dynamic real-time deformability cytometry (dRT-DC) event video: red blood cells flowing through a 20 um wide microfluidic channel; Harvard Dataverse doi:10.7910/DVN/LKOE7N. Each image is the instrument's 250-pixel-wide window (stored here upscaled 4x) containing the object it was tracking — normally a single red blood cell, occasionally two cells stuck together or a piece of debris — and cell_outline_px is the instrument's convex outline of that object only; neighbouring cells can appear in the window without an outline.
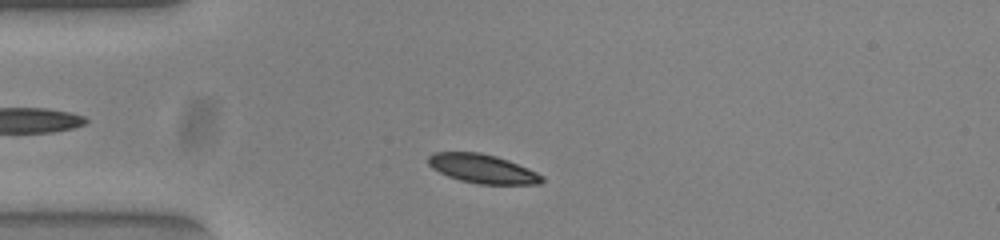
{"species": "common noctule bat (a hibernating species)", "species_latin": "Nyctalus noctula", "temperature_condition": "warm", "stored_images_in_passage": 45, "camera_frame_rate_fps": 3000, "um_per_image_px": 0.085, "animal": {"sex": "female", "body_mass_g": 23.0, "forearm_length_mm": 53.4}, "frame": {"image": 1, "passage_image": 5, "time_ms": 1.333, "image_size_px": [1000, 240], "cell_outline_px": [[544, 180], [540, 184], [476, 184], [460, 180], [448, 176], [432, 168], [428, 164], [428, 156], [432, 152], [480, 152], [496, 156], [508, 160], [528, 168], [544, 176]], "centroid_in_image_um": [41.01, 14.34], "position_along_channel_um": 44.0, "area_um2": 19.25}}
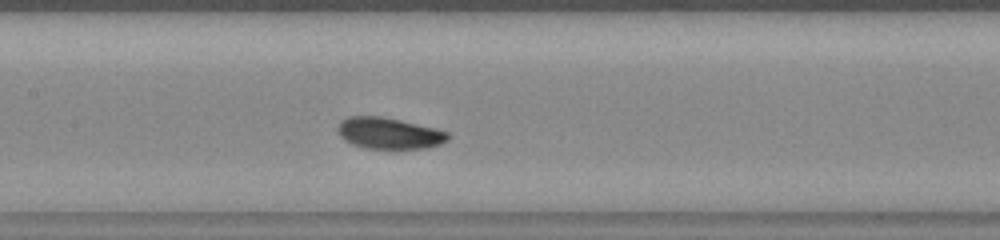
{"frame": {"image": 2, "passage_image": 17, "time_ms": 5.333, "image_size_px": [1000, 240], "cell_outline_px": [[448, 140], [440, 144], [428, 148], [364, 148], [352, 144], [344, 140], [340, 136], [336, 128], [348, 116], [380, 116], [400, 120], [436, 128], [448, 132]], "centroid_in_image_um": [33.07, 11.33], "position_along_channel_um": 174.3, "area_um2": 20.0}}
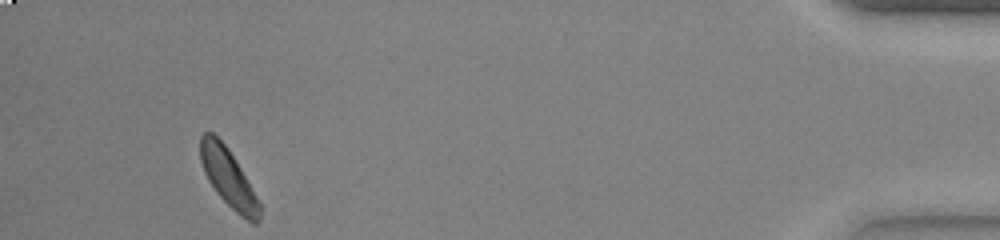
{"frame": {"image": 3, "passage_image": 42, "time_ms": 13.667, "image_size_px": [1000, 240], "cell_outline_px": [[260, 220], [256, 224], [252, 224], [240, 216], [216, 192], [208, 180], [204, 172], [200, 160], [200, 136], [204, 132], [212, 132], [228, 148], [240, 168], [256, 196], [260, 204]], "centroid_in_image_um": [19.39, 15.12], "position_along_channel_um": 415.8, "area_um2": 19.77}, "authors_computed_cell_mechanics": {"area_um2": 20.0566, "velocity_mm_per_s": 3.7702, "shape_relaxation_time_tau1_ms": 2.0745, "shape_relaxation_time_tau2_ms": null, "deformation_change_tau1": 0.1348, "deformation_change_tau2": null}}